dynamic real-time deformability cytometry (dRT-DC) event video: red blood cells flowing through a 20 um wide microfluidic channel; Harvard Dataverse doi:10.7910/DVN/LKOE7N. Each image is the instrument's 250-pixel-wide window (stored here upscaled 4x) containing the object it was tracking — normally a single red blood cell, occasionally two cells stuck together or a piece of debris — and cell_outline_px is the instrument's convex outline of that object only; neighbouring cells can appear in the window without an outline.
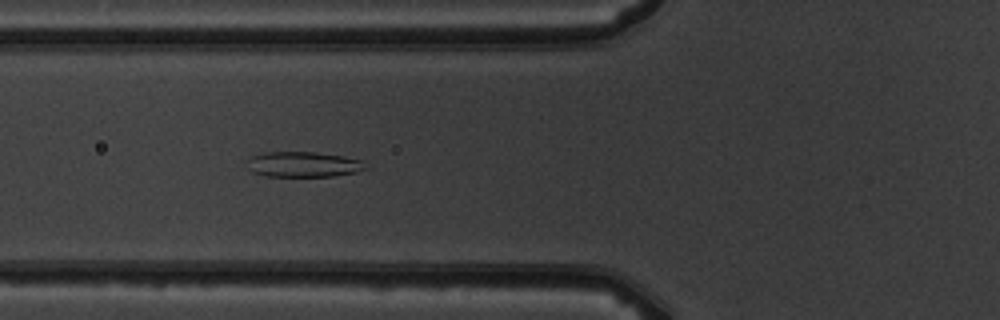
{"species": "common noctule bat (a hibernating species)", "species_latin": "Nyctalus noctula", "temperature_condition": "warm", "stored_images_in_passage": 5, "camera_frame_rate_fps": 3000, "um_per_image_px": 0.085, "animal": {"sex": "male", "body_mass_g": 19.5, "forearm_length_mm": 54.6}, "frame": {"image": 1, "passage_image": 5, "time_ms": 5.667, "image_size_px": [1000, 320], "cell_outline_px": [[368, 168], [356, 172], [332, 176], [264, 176], [252, 172], [248, 168], [248, 160], [252, 156], [264, 152], [316, 152], [344, 156], [360, 160]], "centroid_in_image_um": [25.77, 13.97], "position_along_channel_um": 100.0, "area_um2": 17.46}}